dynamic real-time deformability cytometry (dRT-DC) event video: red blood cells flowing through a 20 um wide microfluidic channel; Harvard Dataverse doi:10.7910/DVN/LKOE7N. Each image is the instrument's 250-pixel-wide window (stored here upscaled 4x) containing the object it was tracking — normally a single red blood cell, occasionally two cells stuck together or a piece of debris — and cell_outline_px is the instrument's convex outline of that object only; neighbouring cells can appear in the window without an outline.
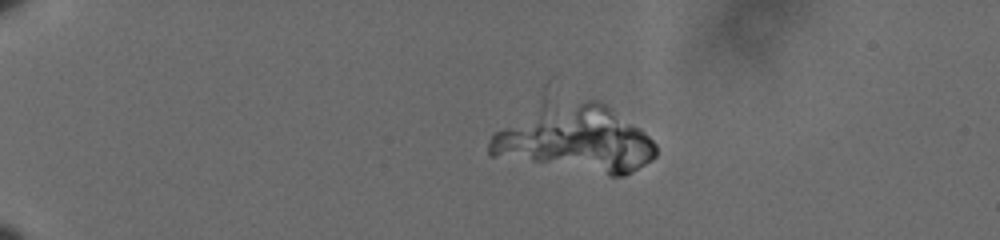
{"species": "human", "species_latin": "Homo sapiens", "temperature_condition": "cold", "stored_images_in_passage": 61, "camera_frame_rate_fps": 3000, "um_per_image_px": 0.085, "donor": {"sex": "male"}, "frame": {"image": 1, "passage_image": 16, "time_ms": 5.0, "image_size_px": [1000, 240], "cell_outline_px": [[656, 156], [652, 160], [632, 172], [624, 176], [608, 176], [488, 156], [488, 140], [496, 132], [588, 100], [596, 100], [604, 104], [640, 128], [656, 144]], "centroid_in_image_um": [49.08, 12.01], "position_along_channel_um": 35.9, "area_um2": 60.34}}
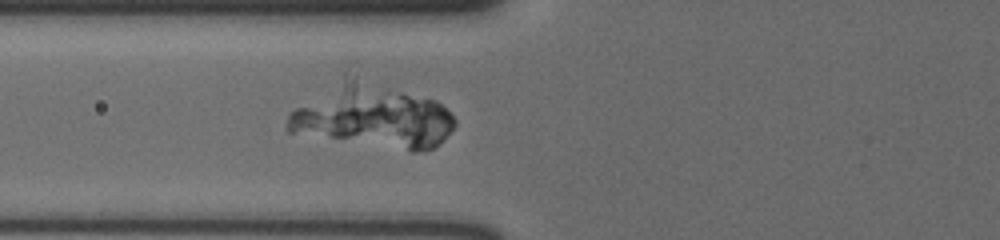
{"frame": {"image": 2, "passage_image": 28, "time_ms": 9.0, "image_size_px": [1000, 240], "cell_outline_px": [[456, 124], [432, 148], [416, 152], [412, 152], [288, 132], [288, 116], [296, 108], [348, 68], [436, 100], [456, 120]], "centroid_in_image_um": [31.62, 9.74], "position_along_channel_um": 94.2, "area_um2": 63.7}}
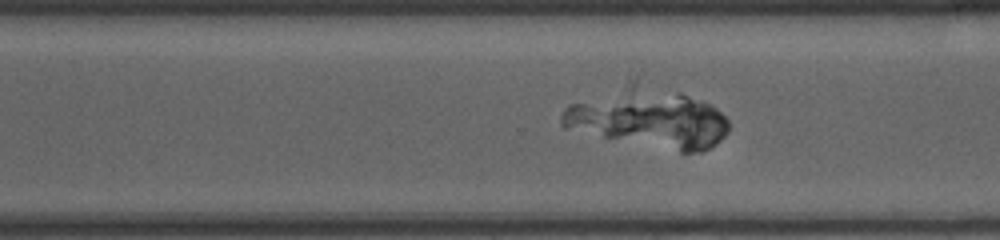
{"frame": {"image": 3, "passage_image": 47, "time_ms": 15.333, "image_size_px": [1000, 240], "cell_outline_px": [[728, 132], [720, 140], [708, 148], [700, 152], [680, 152], [564, 128], [560, 124], [560, 116], [564, 108], [568, 104], [636, 76], [680, 92], [708, 104], [716, 108], [728, 120]], "centroid_in_image_um": [55.04, 9.93], "position_along_channel_um": 315.6, "area_um2": 58.9}}